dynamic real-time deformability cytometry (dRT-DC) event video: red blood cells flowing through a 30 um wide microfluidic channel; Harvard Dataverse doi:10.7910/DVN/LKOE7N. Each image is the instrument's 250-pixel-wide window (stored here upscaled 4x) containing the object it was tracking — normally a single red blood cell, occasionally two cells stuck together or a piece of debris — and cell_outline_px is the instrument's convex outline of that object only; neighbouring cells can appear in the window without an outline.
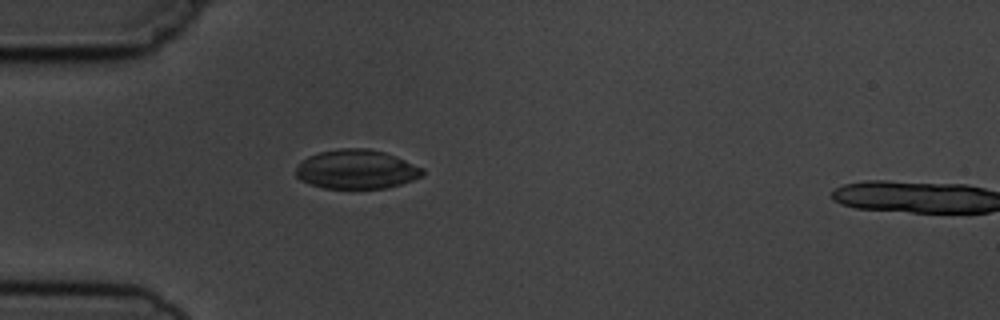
{"species": "common noctule bat (a hibernating species)", "species_latin": "Nyctalus noctula", "temperature_condition": "cold", "stored_images_in_passage": 2, "camera_frame_rate_fps": 3000, "um_per_image_px": 0.085, "animal": {"sex": "male", "body_mass_g": 19.5, "forearm_length_mm": 54.6}, "frame": {"image": 1, "passage_image": 1, "time_ms": 0.0, "image_size_px": [1000, 320], "cell_outline_px": [[424, 172], [420, 176], [412, 180], [400, 184], [384, 188], [324, 188], [300, 180], [296, 176], [296, 168], [300, 160], [308, 156], [320, 152], [340, 148], [368, 148], [384, 152], [396, 156], [424, 168]], "centroid_in_image_um": [30.28, 14.38], "position_along_channel_um": 54.7, "area_um2": 28.84}}